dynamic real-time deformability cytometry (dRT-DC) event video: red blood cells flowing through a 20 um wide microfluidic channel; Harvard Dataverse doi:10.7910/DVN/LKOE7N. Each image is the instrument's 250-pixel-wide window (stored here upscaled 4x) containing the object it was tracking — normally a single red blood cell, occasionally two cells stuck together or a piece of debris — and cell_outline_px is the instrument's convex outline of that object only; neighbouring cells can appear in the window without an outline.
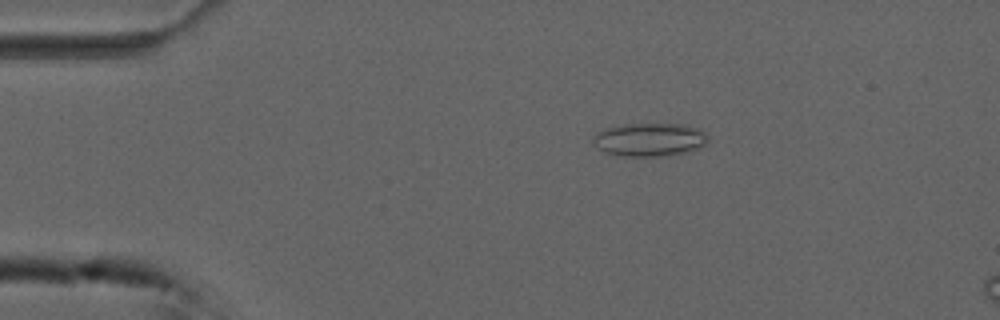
{"species": "common noctule bat (a hibernating species)", "species_latin": "Nyctalus noctula", "temperature_condition": "cold", "stored_images_in_passage": 54, "camera_frame_rate_fps": 3000, "um_per_image_px": 0.085, "animal": {"sex": "male", "forearm_length_mm": 52.5}, "frame": {"image": 1, "passage_image": 10, "time_ms": 3.0, "image_size_px": [1000, 320], "cell_outline_px": [[708, 140], [704, 144], [688, 152], [668, 156], [620, 156], [604, 152], [596, 148], [592, 144], [592, 136], [608, 128], [628, 124], [684, 124], [700, 128], [708, 136]], "centroid_in_image_um": [55.21, 11.88], "position_along_channel_um": 29.8, "area_um2": 22.43}}
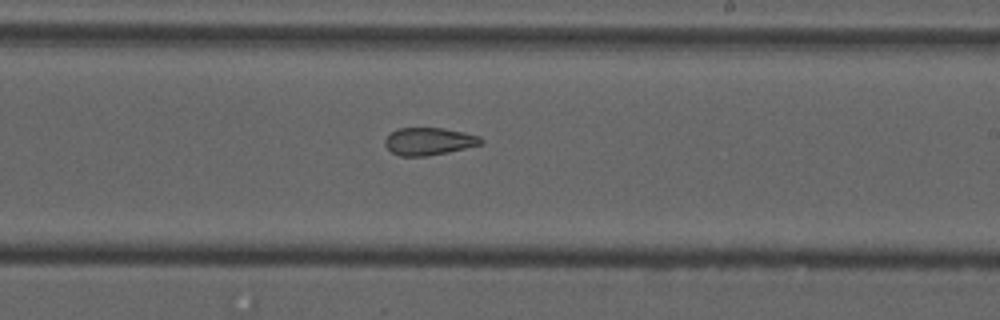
{"frame": {"image": 2, "passage_image": 32, "time_ms": 10.333, "image_size_px": [1000, 320], "cell_outline_px": [[484, 140], [480, 144], [448, 152], [428, 156], [400, 156], [392, 152], [384, 144], [384, 140], [396, 128], [444, 128], [464, 132], [480, 136]], "centroid_in_image_um": [36.45, 12.01], "position_along_channel_um": 252.6, "area_um2": 15.32}}
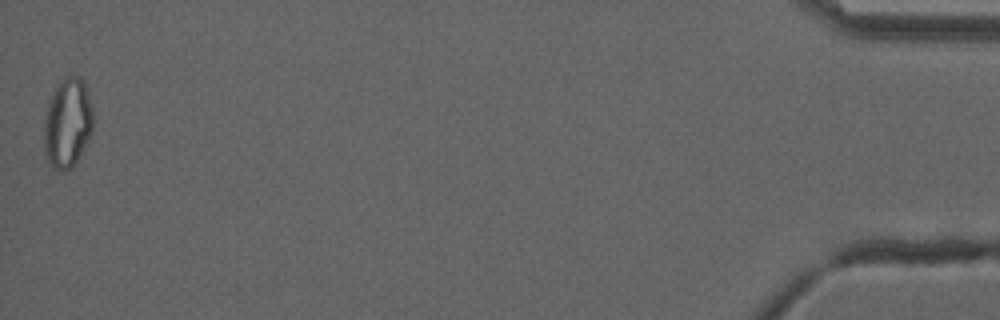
{"frame": {"image": 3, "passage_image": 54, "time_ms": 17.667, "image_size_px": [1000, 320], "cell_outline_px": [[92, 132], [72, 168], [64, 172], [60, 172], [52, 168], [48, 164], [44, 148], [44, 120], [48, 104], [60, 80], [68, 76], [80, 76], [84, 80], [92, 108]], "centroid_in_image_um": [5.73, 10.49], "position_along_channel_um": 429.5, "area_um2": 25.61}, "authors_computed_cell_mechanics": {"area_um2": 19.5653, "velocity_mm_per_s": 3.7468, "shape_relaxation_time_tau1_ms": null, "shape_relaxation_time_tau2_ms": 3.8758, "deformation_change_tau1": null, "deformation_change_tau2": 0.1229}}